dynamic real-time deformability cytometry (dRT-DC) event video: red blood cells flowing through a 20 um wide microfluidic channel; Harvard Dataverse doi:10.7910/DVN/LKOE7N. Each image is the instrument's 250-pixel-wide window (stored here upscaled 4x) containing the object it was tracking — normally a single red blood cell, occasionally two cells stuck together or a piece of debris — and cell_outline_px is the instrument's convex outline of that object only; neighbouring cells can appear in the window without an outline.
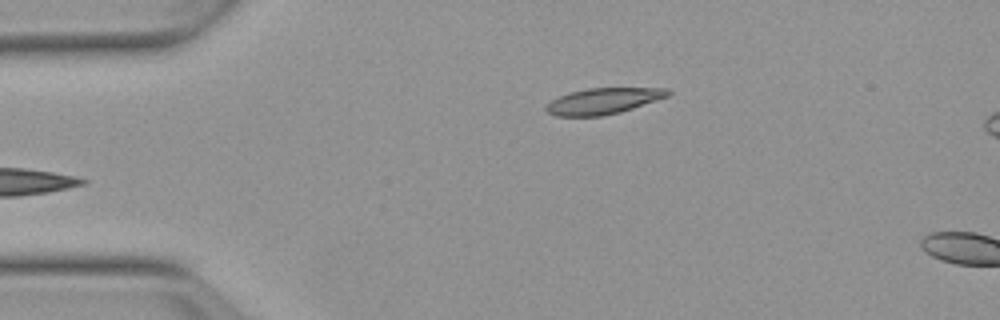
{"species": "Egyptian fruit bat (a non-hibernating species)", "species_latin": "Rousettus aegyptiacus", "temperature_condition": "warm", "stored_images_in_passage": 4, "camera_frame_rate_fps": 3000, "um_per_image_px": 0.085, "animal": {"sex": "female"}, "frame": {"image": 1, "passage_image": 1, "time_ms": 0.0, "image_size_px": [1000, 320], "cell_outline_px": [[672, 92], [668, 96], [620, 112], [600, 116], [556, 116], [548, 112], [544, 108], [552, 100], [568, 92], [588, 88], [668, 88]], "centroid_in_image_um": [51.27, 8.58], "position_along_channel_um": 33.7, "area_um2": 18.32}}